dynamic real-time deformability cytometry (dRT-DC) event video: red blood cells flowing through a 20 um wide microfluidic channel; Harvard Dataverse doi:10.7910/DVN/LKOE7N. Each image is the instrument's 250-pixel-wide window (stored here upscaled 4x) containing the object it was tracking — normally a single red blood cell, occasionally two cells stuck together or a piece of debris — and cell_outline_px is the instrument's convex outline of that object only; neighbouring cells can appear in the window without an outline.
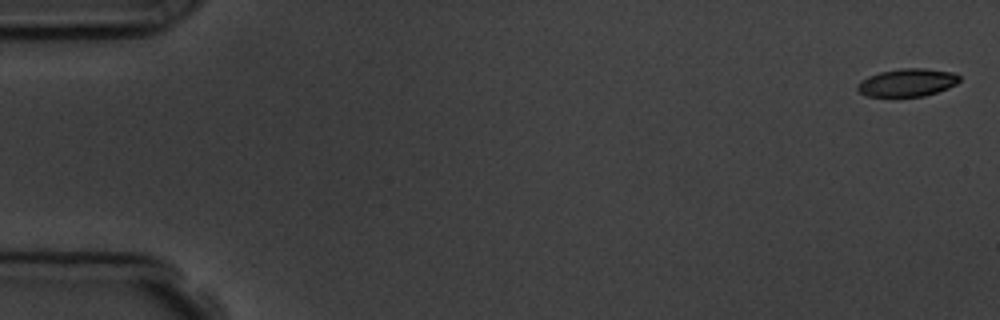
{"species": "common noctule bat (a hibernating species)", "species_latin": "Nyctalus noctula", "temperature_condition": "room temperature", "stored_images_in_passage": 6, "camera_frame_rate_fps": 3000, "um_per_image_px": 0.085, "animal": {"sex": "male", "body_mass_g": 19.5, "forearm_length_mm": 54.6}, "frame": {"image": 1, "passage_image": 1, "time_ms": 0.0, "image_size_px": [1000, 320], "cell_outline_px": [[960, 80], [956, 84], [948, 88], [924, 96], [868, 96], [860, 92], [856, 88], [856, 84], [860, 80], [868, 76], [880, 72], [900, 68], [924, 68], [956, 72], [960, 76]], "centroid_in_image_um": [77.13, 7.0], "position_along_channel_um": 7.9, "area_um2": 16.65}}
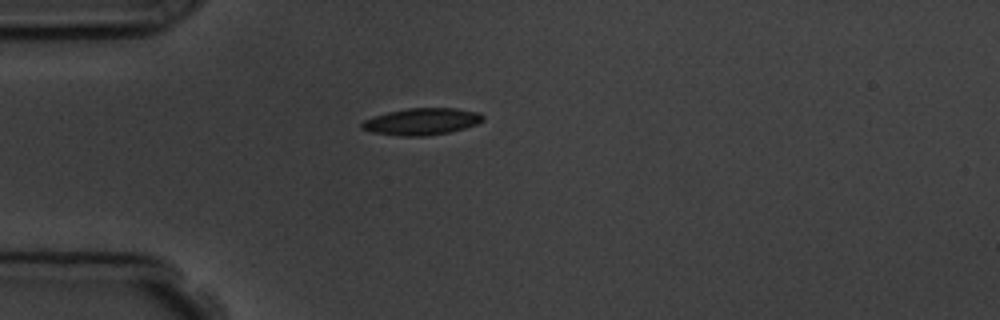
{"frame": {"image": 2, "passage_image": 5, "time_ms": 4.667, "image_size_px": [1000, 320], "cell_outline_px": [[484, 120], [476, 124], [464, 128], [448, 132], [428, 136], [400, 136], [372, 132], [360, 128], [360, 124], [364, 120], [372, 116], [388, 112], [408, 108], [456, 108], [480, 112], [484, 116]], "centroid_in_image_um": [35.84, 10.33], "position_along_channel_um": 49.2, "area_um2": 19.02}}